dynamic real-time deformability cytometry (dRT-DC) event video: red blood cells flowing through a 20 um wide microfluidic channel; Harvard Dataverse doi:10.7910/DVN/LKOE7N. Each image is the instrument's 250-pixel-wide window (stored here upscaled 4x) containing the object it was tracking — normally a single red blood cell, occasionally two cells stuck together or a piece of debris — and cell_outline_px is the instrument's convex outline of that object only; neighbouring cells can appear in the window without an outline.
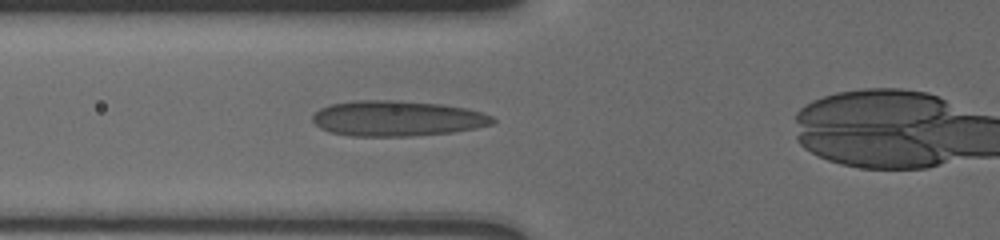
{"species": "human", "species_latin": "Homo sapiens", "temperature_condition": "cold", "stored_images_in_passage": 6, "camera_frame_rate_fps": 3000, "um_per_image_px": 0.085, "donor": {"sex": "male"}, "frame": {"image": 1, "passage_image": 4, "time_ms": 2.667, "image_size_px": [1000, 240], "cell_outline_px": [[496, 120], [492, 124], [476, 128], [452, 132], [408, 136], [352, 136], [328, 132], [320, 128], [312, 120], [312, 116], [320, 108], [332, 104], [352, 100], [400, 100], [440, 104], [464, 108], [480, 112], [492, 116]], "centroid_in_image_um": [33.72, 10.06], "position_along_channel_um": 92.1, "area_um2": 37.22}}
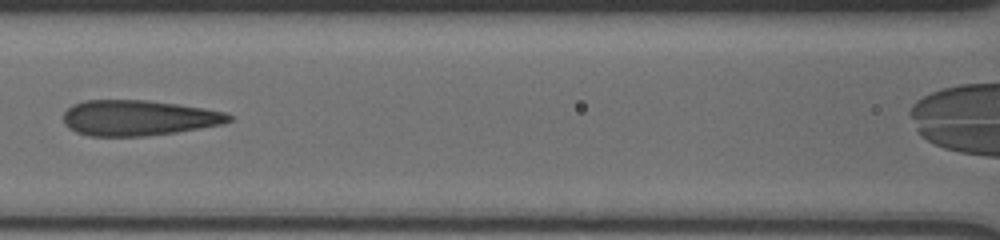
{"frame": {"image": 2, "passage_image": 6, "time_ms": 4.333, "image_size_px": [1000, 240], "cell_outline_px": [[232, 120], [224, 124], [176, 132], [144, 136], [88, 136], [76, 132], [68, 128], [64, 124], [64, 112], [72, 104], [84, 100], [148, 100], [204, 108], [224, 112], [232, 116]], "centroid_in_image_um": [11.74, 10.02], "position_along_channel_um": 154.9, "area_um2": 34.33}}